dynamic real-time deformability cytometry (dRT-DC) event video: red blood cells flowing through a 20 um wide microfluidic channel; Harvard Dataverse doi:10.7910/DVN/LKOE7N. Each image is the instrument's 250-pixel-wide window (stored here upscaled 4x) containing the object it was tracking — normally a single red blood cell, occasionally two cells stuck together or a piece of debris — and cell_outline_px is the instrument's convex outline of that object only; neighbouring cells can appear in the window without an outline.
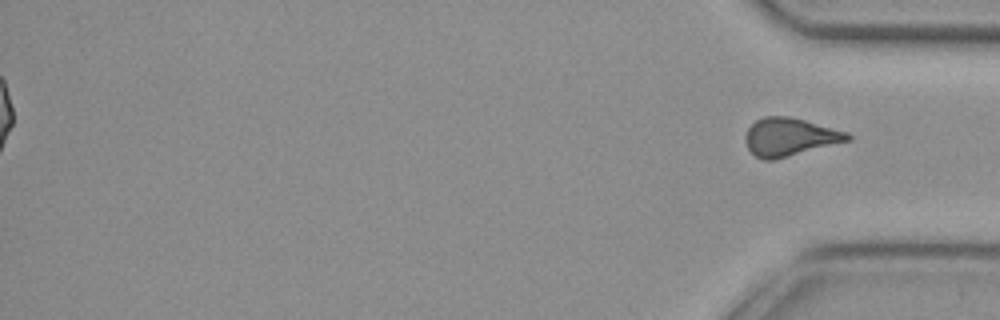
{"species": "common noctule bat (a hibernating species)", "species_latin": "Nyctalus noctula", "temperature_condition": "cold", "stored_images_in_passage": 57, "segment_of_instrument_passage": [2, 2], "camera_frame_rate_fps": 3000, "um_per_image_px": 0.085, "animal": {"sex": "female", "body_mass_g": 29.2, "forearm_length_mm": 56.3}, "frame": {"image": 1, "passage_image": 57, "time_ms": 18.667, "image_size_px": [1000, 320], "cell_outline_px": [[852, 140], [776, 160], [764, 160], [756, 156], [748, 148], [744, 140], [744, 136], [748, 128], [756, 120], [764, 116], [788, 116], [804, 120], [848, 132], [852, 136]], "centroid_in_image_um": [67.13, 11.65], "position_along_channel_um": 368.1, "area_um2": 22.83}}